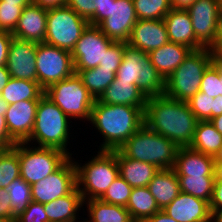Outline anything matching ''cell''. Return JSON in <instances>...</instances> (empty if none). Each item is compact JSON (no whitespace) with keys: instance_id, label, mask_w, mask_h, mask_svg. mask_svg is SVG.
Instances as JSON below:
<instances>
[{"instance_id":"603a6c76","label":"cell","mask_w":222,"mask_h":222,"mask_svg":"<svg viewBox=\"0 0 222 222\" xmlns=\"http://www.w3.org/2000/svg\"><path fill=\"white\" fill-rule=\"evenodd\" d=\"M116 154L119 175L132 187H146L159 168L153 164L125 157L118 149L112 150Z\"/></svg>"},{"instance_id":"6f0895ef","label":"cell","mask_w":222,"mask_h":222,"mask_svg":"<svg viewBox=\"0 0 222 222\" xmlns=\"http://www.w3.org/2000/svg\"><path fill=\"white\" fill-rule=\"evenodd\" d=\"M216 130L222 135V114L210 120Z\"/></svg>"},{"instance_id":"277c9868","label":"cell","mask_w":222,"mask_h":222,"mask_svg":"<svg viewBox=\"0 0 222 222\" xmlns=\"http://www.w3.org/2000/svg\"><path fill=\"white\" fill-rule=\"evenodd\" d=\"M211 63L210 48L192 50L165 80L164 95L182 102L189 101L200 90L203 73Z\"/></svg>"},{"instance_id":"30bf717a","label":"cell","mask_w":222,"mask_h":222,"mask_svg":"<svg viewBox=\"0 0 222 222\" xmlns=\"http://www.w3.org/2000/svg\"><path fill=\"white\" fill-rule=\"evenodd\" d=\"M27 145V146H25ZM20 177L29 185L55 172L70 156L52 147H28V143H18Z\"/></svg>"},{"instance_id":"8d00e7d4","label":"cell","mask_w":222,"mask_h":222,"mask_svg":"<svg viewBox=\"0 0 222 222\" xmlns=\"http://www.w3.org/2000/svg\"><path fill=\"white\" fill-rule=\"evenodd\" d=\"M132 187L119 175L109 186L101 201L126 207Z\"/></svg>"},{"instance_id":"89a4df30","label":"cell","mask_w":222,"mask_h":222,"mask_svg":"<svg viewBox=\"0 0 222 222\" xmlns=\"http://www.w3.org/2000/svg\"><path fill=\"white\" fill-rule=\"evenodd\" d=\"M4 148L0 145V152L3 150Z\"/></svg>"},{"instance_id":"be15d7a7","label":"cell","mask_w":222,"mask_h":222,"mask_svg":"<svg viewBox=\"0 0 222 222\" xmlns=\"http://www.w3.org/2000/svg\"><path fill=\"white\" fill-rule=\"evenodd\" d=\"M222 162V147L219 151V153L215 157V163H221Z\"/></svg>"},{"instance_id":"9c48e42d","label":"cell","mask_w":222,"mask_h":222,"mask_svg":"<svg viewBox=\"0 0 222 222\" xmlns=\"http://www.w3.org/2000/svg\"><path fill=\"white\" fill-rule=\"evenodd\" d=\"M89 22L73 9L65 6L47 10V27L44 42L72 52Z\"/></svg>"},{"instance_id":"d6a6232c","label":"cell","mask_w":222,"mask_h":222,"mask_svg":"<svg viewBox=\"0 0 222 222\" xmlns=\"http://www.w3.org/2000/svg\"><path fill=\"white\" fill-rule=\"evenodd\" d=\"M216 176H178L181 192L210 203Z\"/></svg>"},{"instance_id":"6da1fadb","label":"cell","mask_w":222,"mask_h":222,"mask_svg":"<svg viewBox=\"0 0 222 222\" xmlns=\"http://www.w3.org/2000/svg\"><path fill=\"white\" fill-rule=\"evenodd\" d=\"M187 102L160 95L147 98L144 125L173 141L178 147H189L198 123Z\"/></svg>"},{"instance_id":"003e7915","label":"cell","mask_w":222,"mask_h":222,"mask_svg":"<svg viewBox=\"0 0 222 222\" xmlns=\"http://www.w3.org/2000/svg\"><path fill=\"white\" fill-rule=\"evenodd\" d=\"M220 10L222 12V0H220Z\"/></svg>"},{"instance_id":"60d3db41","label":"cell","mask_w":222,"mask_h":222,"mask_svg":"<svg viewBox=\"0 0 222 222\" xmlns=\"http://www.w3.org/2000/svg\"><path fill=\"white\" fill-rule=\"evenodd\" d=\"M127 43L113 42L107 49L102 62L99 63V69H106L113 72H117L122 59L123 53Z\"/></svg>"},{"instance_id":"db71d44e","label":"cell","mask_w":222,"mask_h":222,"mask_svg":"<svg viewBox=\"0 0 222 222\" xmlns=\"http://www.w3.org/2000/svg\"><path fill=\"white\" fill-rule=\"evenodd\" d=\"M212 60H222V40H219L212 48Z\"/></svg>"},{"instance_id":"52a82bcc","label":"cell","mask_w":222,"mask_h":222,"mask_svg":"<svg viewBox=\"0 0 222 222\" xmlns=\"http://www.w3.org/2000/svg\"><path fill=\"white\" fill-rule=\"evenodd\" d=\"M75 165L77 187L85 203L86 200L100 199L119 176L118 161L113 151L100 150L85 165L80 166L78 162Z\"/></svg>"},{"instance_id":"f1b7e54d","label":"cell","mask_w":222,"mask_h":222,"mask_svg":"<svg viewBox=\"0 0 222 222\" xmlns=\"http://www.w3.org/2000/svg\"><path fill=\"white\" fill-rule=\"evenodd\" d=\"M222 147V135L210 121H198L189 148L216 157Z\"/></svg>"},{"instance_id":"c3c4849f","label":"cell","mask_w":222,"mask_h":222,"mask_svg":"<svg viewBox=\"0 0 222 222\" xmlns=\"http://www.w3.org/2000/svg\"><path fill=\"white\" fill-rule=\"evenodd\" d=\"M111 1L115 0H99L98 7L94 13V26H97L102 20L109 17Z\"/></svg>"},{"instance_id":"ac0fdd59","label":"cell","mask_w":222,"mask_h":222,"mask_svg":"<svg viewBox=\"0 0 222 222\" xmlns=\"http://www.w3.org/2000/svg\"><path fill=\"white\" fill-rule=\"evenodd\" d=\"M168 42V33L163 19L137 20L132 28L127 45L150 53Z\"/></svg>"},{"instance_id":"2e32d148","label":"cell","mask_w":222,"mask_h":222,"mask_svg":"<svg viewBox=\"0 0 222 222\" xmlns=\"http://www.w3.org/2000/svg\"><path fill=\"white\" fill-rule=\"evenodd\" d=\"M36 52V42L12 38L6 63L11 78L37 81Z\"/></svg>"},{"instance_id":"ffe728a7","label":"cell","mask_w":222,"mask_h":222,"mask_svg":"<svg viewBox=\"0 0 222 222\" xmlns=\"http://www.w3.org/2000/svg\"><path fill=\"white\" fill-rule=\"evenodd\" d=\"M163 210L178 222H195L212 215L209 202L184 192H180Z\"/></svg>"},{"instance_id":"d590c367","label":"cell","mask_w":222,"mask_h":222,"mask_svg":"<svg viewBox=\"0 0 222 222\" xmlns=\"http://www.w3.org/2000/svg\"><path fill=\"white\" fill-rule=\"evenodd\" d=\"M6 190L10 197L14 216L16 217L21 212H24L29 203L32 201L31 185L19 177L13 180Z\"/></svg>"},{"instance_id":"816d5d0a","label":"cell","mask_w":222,"mask_h":222,"mask_svg":"<svg viewBox=\"0 0 222 222\" xmlns=\"http://www.w3.org/2000/svg\"><path fill=\"white\" fill-rule=\"evenodd\" d=\"M11 78L6 66H0V94Z\"/></svg>"},{"instance_id":"91938a15","label":"cell","mask_w":222,"mask_h":222,"mask_svg":"<svg viewBox=\"0 0 222 222\" xmlns=\"http://www.w3.org/2000/svg\"><path fill=\"white\" fill-rule=\"evenodd\" d=\"M215 180H222V162L215 163Z\"/></svg>"},{"instance_id":"7a4b0ae2","label":"cell","mask_w":222,"mask_h":222,"mask_svg":"<svg viewBox=\"0 0 222 222\" xmlns=\"http://www.w3.org/2000/svg\"><path fill=\"white\" fill-rule=\"evenodd\" d=\"M145 107L108 105L95 99L90 120L104 139L100 150L119 149L144 125Z\"/></svg>"},{"instance_id":"4fadbf2b","label":"cell","mask_w":222,"mask_h":222,"mask_svg":"<svg viewBox=\"0 0 222 222\" xmlns=\"http://www.w3.org/2000/svg\"><path fill=\"white\" fill-rule=\"evenodd\" d=\"M113 42L97 26L88 25L71 52L74 69L87 70L97 67Z\"/></svg>"},{"instance_id":"1f68e13d","label":"cell","mask_w":222,"mask_h":222,"mask_svg":"<svg viewBox=\"0 0 222 222\" xmlns=\"http://www.w3.org/2000/svg\"><path fill=\"white\" fill-rule=\"evenodd\" d=\"M83 85L94 99H98L105 89L113 82L116 73L95 67L87 70H75Z\"/></svg>"},{"instance_id":"5bb4252c","label":"cell","mask_w":222,"mask_h":222,"mask_svg":"<svg viewBox=\"0 0 222 222\" xmlns=\"http://www.w3.org/2000/svg\"><path fill=\"white\" fill-rule=\"evenodd\" d=\"M191 17L196 39L205 47L215 45L220 0H196L186 9Z\"/></svg>"},{"instance_id":"d4e9b609","label":"cell","mask_w":222,"mask_h":222,"mask_svg":"<svg viewBox=\"0 0 222 222\" xmlns=\"http://www.w3.org/2000/svg\"><path fill=\"white\" fill-rule=\"evenodd\" d=\"M97 100L108 105L145 107L147 98L137 85L114 79Z\"/></svg>"},{"instance_id":"3957f363","label":"cell","mask_w":222,"mask_h":222,"mask_svg":"<svg viewBox=\"0 0 222 222\" xmlns=\"http://www.w3.org/2000/svg\"><path fill=\"white\" fill-rule=\"evenodd\" d=\"M178 149L173 141L143 125L118 150L125 157L153 164L163 170L173 169Z\"/></svg>"},{"instance_id":"ba28073f","label":"cell","mask_w":222,"mask_h":222,"mask_svg":"<svg viewBox=\"0 0 222 222\" xmlns=\"http://www.w3.org/2000/svg\"><path fill=\"white\" fill-rule=\"evenodd\" d=\"M44 95L55 103L68 117L90 120L95 99L75 73L52 84Z\"/></svg>"},{"instance_id":"03108f58","label":"cell","mask_w":222,"mask_h":222,"mask_svg":"<svg viewBox=\"0 0 222 222\" xmlns=\"http://www.w3.org/2000/svg\"><path fill=\"white\" fill-rule=\"evenodd\" d=\"M0 222H15L13 220H4V219H0Z\"/></svg>"},{"instance_id":"f35d334b","label":"cell","mask_w":222,"mask_h":222,"mask_svg":"<svg viewBox=\"0 0 222 222\" xmlns=\"http://www.w3.org/2000/svg\"><path fill=\"white\" fill-rule=\"evenodd\" d=\"M199 91L209 95L211 98L222 96L220 71L213 62L203 73Z\"/></svg>"},{"instance_id":"f6af8a7d","label":"cell","mask_w":222,"mask_h":222,"mask_svg":"<svg viewBox=\"0 0 222 222\" xmlns=\"http://www.w3.org/2000/svg\"><path fill=\"white\" fill-rule=\"evenodd\" d=\"M16 142L9 136L5 124L3 107L0 105V145L4 149L12 148Z\"/></svg>"},{"instance_id":"681fc988","label":"cell","mask_w":222,"mask_h":222,"mask_svg":"<svg viewBox=\"0 0 222 222\" xmlns=\"http://www.w3.org/2000/svg\"><path fill=\"white\" fill-rule=\"evenodd\" d=\"M68 0H31L32 4L42 8L50 9L59 6H65Z\"/></svg>"},{"instance_id":"f546056e","label":"cell","mask_w":222,"mask_h":222,"mask_svg":"<svg viewBox=\"0 0 222 222\" xmlns=\"http://www.w3.org/2000/svg\"><path fill=\"white\" fill-rule=\"evenodd\" d=\"M134 222H143L161 210L148 187H134L125 207Z\"/></svg>"},{"instance_id":"f907efd6","label":"cell","mask_w":222,"mask_h":222,"mask_svg":"<svg viewBox=\"0 0 222 222\" xmlns=\"http://www.w3.org/2000/svg\"><path fill=\"white\" fill-rule=\"evenodd\" d=\"M143 222H178L175 219L169 217L164 210H159L150 218L144 220Z\"/></svg>"},{"instance_id":"8fae6325","label":"cell","mask_w":222,"mask_h":222,"mask_svg":"<svg viewBox=\"0 0 222 222\" xmlns=\"http://www.w3.org/2000/svg\"><path fill=\"white\" fill-rule=\"evenodd\" d=\"M37 81L43 90L75 74L71 52L45 42L37 43Z\"/></svg>"},{"instance_id":"bcb514c9","label":"cell","mask_w":222,"mask_h":222,"mask_svg":"<svg viewBox=\"0 0 222 222\" xmlns=\"http://www.w3.org/2000/svg\"><path fill=\"white\" fill-rule=\"evenodd\" d=\"M12 38L11 32L0 31V66H6L8 49Z\"/></svg>"},{"instance_id":"e7e4bbea","label":"cell","mask_w":222,"mask_h":222,"mask_svg":"<svg viewBox=\"0 0 222 222\" xmlns=\"http://www.w3.org/2000/svg\"><path fill=\"white\" fill-rule=\"evenodd\" d=\"M213 221H214V218H213V216L211 215L209 218L202 219V220L195 221V222H213Z\"/></svg>"},{"instance_id":"a7ac6f4b","label":"cell","mask_w":222,"mask_h":222,"mask_svg":"<svg viewBox=\"0 0 222 222\" xmlns=\"http://www.w3.org/2000/svg\"><path fill=\"white\" fill-rule=\"evenodd\" d=\"M75 222H76V221H75ZM77 222H78V221H77ZM82 222H91V221H90V220H85V221L83 220Z\"/></svg>"},{"instance_id":"f5cc1de1","label":"cell","mask_w":222,"mask_h":222,"mask_svg":"<svg viewBox=\"0 0 222 222\" xmlns=\"http://www.w3.org/2000/svg\"><path fill=\"white\" fill-rule=\"evenodd\" d=\"M196 0H170L171 7L174 9H187Z\"/></svg>"},{"instance_id":"b9f144b4","label":"cell","mask_w":222,"mask_h":222,"mask_svg":"<svg viewBox=\"0 0 222 222\" xmlns=\"http://www.w3.org/2000/svg\"><path fill=\"white\" fill-rule=\"evenodd\" d=\"M99 0H68L67 6L73 9L80 17L86 19L89 25L94 26V13Z\"/></svg>"},{"instance_id":"7402d4cb","label":"cell","mask_w":222,"mask_h":222,"mask_svg":"<svg viewBox=\"0 0 222 222\" xmlns=\"http://www.w3.org/2000/svg\"><path fill=\"white\" fill-rule=\"evenodd\" d=\"M173 170L177 176H215V157L179 147Z\"/></svg>"},{"instance_id":"680465c9","label":"cell","mask_w":222,"mask_h":222,"mask_svg":"<svg viewBox=\"0 0 222 222\" xmlns=\"http://www.w3.org/2000/svg\"><path fill=\"white\" fill-rule=\"evenodd\" d=\"M3 3L17 4L19 6H27L31 4V0H1Z\"/></svg>"},{"instance_id":"7c38bea8","label":"cell","mask_w":222,"mask_h":222,"mask_svg":"<svg viewBox=\"0 0 222 222\" xmlns=\"http://www.w3.org/2000/svg\"><path fill=\"white\" fill-rule=\"evenodd\" d=\"M71 159L70 156L55 172L31 185L32 201L48 203L70 194L77 187L76 165Z\"/></svg>"},{"instance_id":"74e56055","label":"cell","mask_w":222,"mask_h":222,"mask_svg":"<svg viewBox=\"0 0 222 222\" xmlns=\"http://www.w3.org/2000/svg\"><path fill=\"white\" fill-rule=\"evenodd\" d=\"M213 100L214 98L198 91L187 103L199 121H210L213 118Z\"/></svg>"},{"instance_id":"7bdbcfd3","label":"cell","mask_w":222,"mask_h":222,"mask_svg":"<svg viewBox=\"0 0 222 222\" xmlns=\"http://www.w3.org/2000/svg\"><path fill=\"white\" fill-rule=\"evenodd\" d=\"M15 222H49L44 205L31 201L24 212L16 216Z\"/></svg>"},{"instance_id":"44dd1931","label":"cell","mask_w":222,"mask_h":222,"mask_svg":"<svg viewBox=\"0 0 222 222\" xmlns=\"http://www.w3.org/2000/svg\"><path fill=\"white\" fill-rule=\"evenodd\" d=\"M163 20L169 42L188 46L192 50L205 48L195 37L191 17L186 9L172 8Z\"/></svg>"},{"instance_id":"cb8c5ba5","label":"cell","mask_w":222,"mask_h":222,"mask_svg":"<svg viewBox=\"0 0 222 222\" xmlns=\"http://www.w3.org/2000/svg\"><path fill=\"white\" fill-rule=\"evenodd\" d=\"M192 51L188 46L168 42L148 53L152 65L166 80Z\"/></svg>"},{"instance_id":"484cf974","label":"cell","mask_w":222,"mask_h":222,"mask_svg":"<svg viewBox=\"0 0 222 222\" xmlns=\"http://www.w3.org/2000/svg\"><path fill=\"white\" fill-rule=\"evenodd\" d=\"M147 187L161 210L181 192L178 176L173 169L159 170Z\"/></svg>"},{"instance_id":"4316f807","label":"cell","mask_w":222,"mask_h":222,"mask_svg":"<svg viewBox=\"0 0 222 222\" xmlns=\"http://www.w3.org/2000/svg\"><path fill=\"white\" fill-rule=\"evenodd\" d=\"M83 203L82 195L76 187L70 194L43 205L49 222H75L77 211Z\"/></svg>"},{"instance_id":"11a10c76","label":"cell","mask_w":222,"mask_h":222,"mask_svg":"<svg viewBox=\"0 0 222 222\" xmlns=\"http://www.w3.org/2000/svg\"><path fill=\"white\" fill-rule=\"evenodd\" d=\"M222 114V96L214 97L213 100V118Z\"/></svg>"},{"instance_id":"e0dca14e","label":"cell","mask_w":222,"mask_h":222,"mask_svg":"<svg viewBox=\"0 0 222 222\" xmlns=\"http://www.w3.org/2000/svg\"><path fill=\"white\" fill-rule=\"evenodd\" d=\"M39 100H24L2 106L9 136L16 142H26L31 135Z\"/></svg>"},{"instance_id":"8992f818","label":"cell","mask_w":222,"mask_h":222,"mask_svg":"<svg viewBox=\"0 0 222 222\" xmlns=\"http://www.w3.org/2000/svg\"><path fill=\"white\" fill-rule=\"evenodd\" d=\"M116 81H130L146 98L163 95L165 79L152 65L148 53L127 45L116 72Z\"/></svg>"},{"instance_id":"ee69618b","label":"cell","mask_w":222,"mask_h":222,"mask_svg":"<svg viewBox=\"0 0 222 222\" xmlns=\"http://www.w3.org/2000/svg\"><path fill=\"white\" fill-rule=\"evenodd\" d=\"M0 219L13 221L16 219L11 207L9 194L7 190L3 188L0 189Z\"/></svg>"},{"instance_id":"7dc6e473","label":"cell","mask_w":222,"mask_h":222,"mask_svg":"<svg viewBox=\"0 0 222 222\" xmlns=\"http://www.w3.org/2000/svg\"><path fill=\"white\" fill-rule=\"evenodd\" d=\"M210 209L212 214L215 211L222 210V180L214 181Z\"/></svg>"},{"instance_id":"e575fe53","label":"cell","mask_w":222,"mask_h":222,"mask_svg":"<svg viewBox=\"0 0 222 222\" xmlns=\"http://www.w3.org/2000/svg\"><path fill=\"white\" fill-rule=\"evenodd\" d=\"M138 20L164 19L172 9L170 0H133Z\"/></svg>"},{"instance_id":"9a60e30c","label":"cell","mask_w":222,"mask_h":222,"mask_svg":"<svg viewBox=\"0 0 222 222\" xmlns=\"http://www.w3.org/2000/svg\"><path fill=\"white\" fill-rule=\"evenodd\" d=\"M133 0L111 1L109 17L97 27L112 41L127 43L137 21Z\"/></svg>"},{"instance_id":"836d02e7","label":"cell","mask_w":222,"mask_h":222,"mask_svg":"<svg viewBox=\"0 0 222 222\" xmlns=\"http://www.w3.org/2000/svg\"><path fill=\"white\" fill-rule=\"evenodd\" d=\"M20 177L18 143L0 152V189H6L13 180Z\"/></svg>"},{"instance_id":"5b68a950","label":"cell","mask_w":222,"mask_h":222,"mask_svg":"<svg viewBox=\"0 0 222 222\" xmlns=\"http://www.w3.org/2000/svg\"><path fill=\"white\" fill-rule=\"evenodd\" d=\"M68 120L69 117L43 95L39 99L34 126L26 143L37 140L39 147L57 148L70 156L66 149L69 139Z\"/></svg>"},{"instance_id":"ab89813d","label":"cell","mask_w":222,"mask_h":222,"mask_svg":"<svg viewBox=\"0 0 222 222\" xmlns=\"http://www.w3.org/2000/svg\"><path fill=\"white\" fill-rule=\"evenodd\" d=\"M25 6L3 3L0 0V31L13 32Z\"/></svg>"},{"instance_id":"d6986e66","label":"cell","mask_w":222,"mask_h":222,"mask_svg":"<svg viewBox=\"0 0 222 222\" xmlns=\"http://www.w3.org/2000/svg\"><path fill=\"white\" fill-rule=\"evenodd\" d=\"M47 10L35 4H29L22 10L13 37L33 41L44 42L47 27Z\"/></svg>"},{"instance_id":"9f6ffc18","label":"cell","mask_w":222,"mask_h":222,"mask_svg":"<svg viewBox=\"0 0 222 222\" xmlns=\"http://www.w3.org/2000/svg\"><path fill=\"white\" fill-rule=\"evenodd\" d=\"M219 40H222V12L221 11H220L219 17L217 19V30H216V35H215V44Z\"/></svg>"},{"instance_id":"6125c7cd","label":"cell","mask_w":222,"mask_h":222,"mask_svg":"<svg viewBox=\"0 0 222 222\" xmlns=\"http://www.w3.org/2000/svg\"><path fill=\"white\" fill-rule=\"evenodd\" d=\"M212 62L219 69V71H220V78H222V60H212Z\"/></svg>"},{"instance_id":"83f0119b","label":"cell","mask_w":222,"mask_h":222,"mask_svg":"<svg viewBox=\"0 0 222 222\" xmlns=\"http://www.w3.org/2000/svg\"><path fill=\"white\" fill-rule=\"evenodd\" d=\"M44 90L38 81L10 78L0 94V105L6 106L24 100H39Z\"/></svg>"},{"instance_id":"94428289","label":"cell","mask_w":222,"mask_h":222,"mask_svg":"<svg viewBox=\"0 0 222 222\" xmlns=\"http://www.w3.org/2000/svg\"><path fill=\"white\" fill-rule=\"evenodd\" d=\"M214 222H222V210L215 211L212 214Z\"/></svg>"},{"instance_id":"4dcf8cb0","label":"cell","mask_w":222,"mask_h":222,"mask_svg":"<svg viewBox=\"0 0 222 222\" xmlns=\"http://www.w3.org/2000/svg\"><path fill=\"white\" fill-rule=\"evenodd\" d=\"M86 201L91 222H134L124 206L108 204L100 199Z\"/></svg>"}]
</instances>
